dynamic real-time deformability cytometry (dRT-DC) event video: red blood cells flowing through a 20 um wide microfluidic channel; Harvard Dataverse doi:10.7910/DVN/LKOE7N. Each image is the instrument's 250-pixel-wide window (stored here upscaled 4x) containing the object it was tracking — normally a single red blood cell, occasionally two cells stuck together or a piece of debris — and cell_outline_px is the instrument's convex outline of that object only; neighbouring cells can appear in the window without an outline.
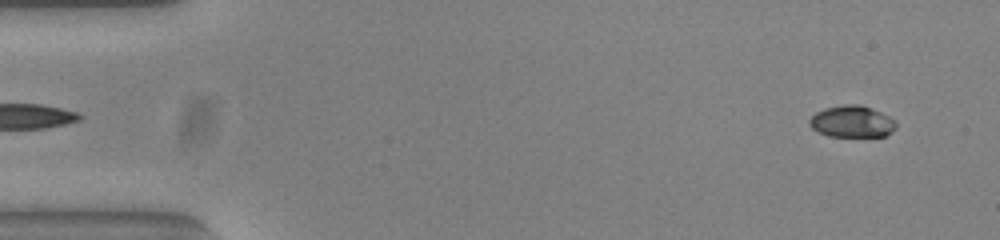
{"species": "common noctule bat (a hibernating species)", "species_latin": "Nyctalus noctula", "temperature_condition": "warm", "stored_images_in_passage": 53, "camera_frame_rate_fps": 3000, "um_per_image_px": 0.085, "animal": {"sex": "female", "body_mass_g": 23.0, "forearm_length_mm": 53.4}, "frame": {"image": 1, "passage_image": 3, "time_ms": 0.667, "image_size_px": [1000, 240], "cell_outline_px": [[896, 128], [892, 132], [884, 136], [828, 136], [816, 132], [808, 124], [808, 120], [816, 112], [824, 108], [844, 104], [860, 104], [872, 108], [896, 120]], "centroid_in_image_um": [72.4, 10.33], "position_along_channel_um": 12.6, "area_um2": 16.18}}
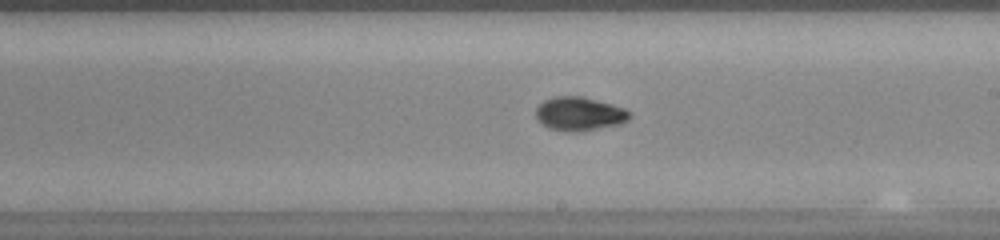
{"frame": {"image": 2, "passage_image": 30, "time_ms": 9.667, "image_size_px": [1000, 240], "cell_outline_px": [[632, 116], [628, 120], [620, 124], [576, 132], [552, 128], [544, 124], [536, 116], [536, 108], [544, 100], [556, 96], [584, 96], [612, 104], [624, 108]], "centroid_in_image_um": [49.28, 9.65], "position_along_channel_um": 239.7, "area_um2": 18.09}}
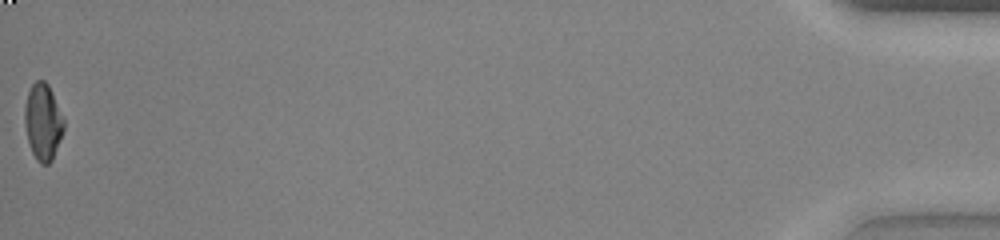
{"frame": {"image": 3, "passage_image": 53, "time_ms": 17.333, "image_size_px": [1000, 240], "cell_outline_px": [[64, 128], [52, 160], [48, 164], [40, 164], [36, 160], [32, 152], [28, 140], [24, 124], [24, 108], [28, 92], [32, 84], [36, 80], [44, 80], [48, 84], [64, 120]], "centroid_in_image_um": [3.63, 10.36], "position_along_channel_um": 431.6, "area_um2": 17.28}, "authors_computed_cell_mechanics": {"area_um2": 17.3978, "velocity_mm_per_s": 3.8546, "shape_relaxation_time_tau1_ms": 4.0371, "shape_relaxation_time_tau2_ms": 2.5184, "deformation_change_tau1": 0.1662, "deformation_change_tau2": 0.0467}}